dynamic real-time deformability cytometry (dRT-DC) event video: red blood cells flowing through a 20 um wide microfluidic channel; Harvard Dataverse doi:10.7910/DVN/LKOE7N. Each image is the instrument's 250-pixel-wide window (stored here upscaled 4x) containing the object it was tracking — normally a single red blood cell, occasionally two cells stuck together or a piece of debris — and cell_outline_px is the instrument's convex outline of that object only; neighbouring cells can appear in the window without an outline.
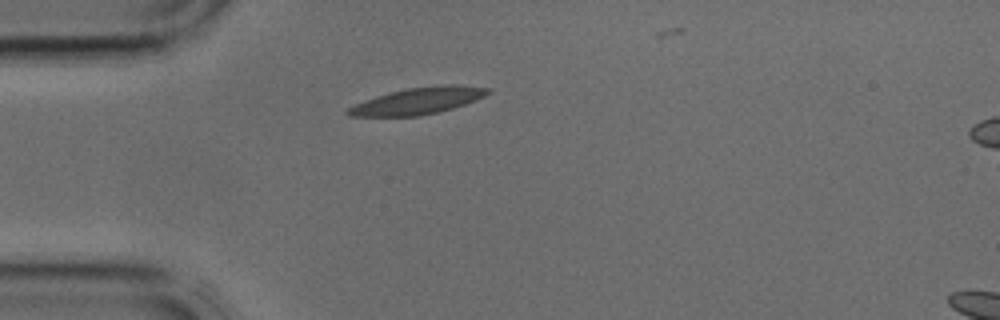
{"species": "common noctule bat (a hibernating species)", "species_latin": "Nyctalus noctula", "temperature_condition": "cold", "stored_images_in_passage": 3, "camera_frame_rate_fps": 3000, "um_per_image_px": 0.085, "animal": {"sex": "male", "body_mass_g": 17.9, "forearm_length_mm": 54.2}, "frame": {"image": 1, "passage_image": 3, "time_ms": 0.667, "image_size_px": [1000, 320], "cell_outline_px": [[492, 92], [476, 100], [452, 108], [420, 116], [348, 116], [344, 112], [348, 108], [356, 104], [376, 96], [388, 92], [408, 88], [444, 84], [452, 84], [492, 88]], "centroid_in_image_um": [35.55, 8.56], "position_along_channel_um": 49.5, "area_um2": 21.68}}